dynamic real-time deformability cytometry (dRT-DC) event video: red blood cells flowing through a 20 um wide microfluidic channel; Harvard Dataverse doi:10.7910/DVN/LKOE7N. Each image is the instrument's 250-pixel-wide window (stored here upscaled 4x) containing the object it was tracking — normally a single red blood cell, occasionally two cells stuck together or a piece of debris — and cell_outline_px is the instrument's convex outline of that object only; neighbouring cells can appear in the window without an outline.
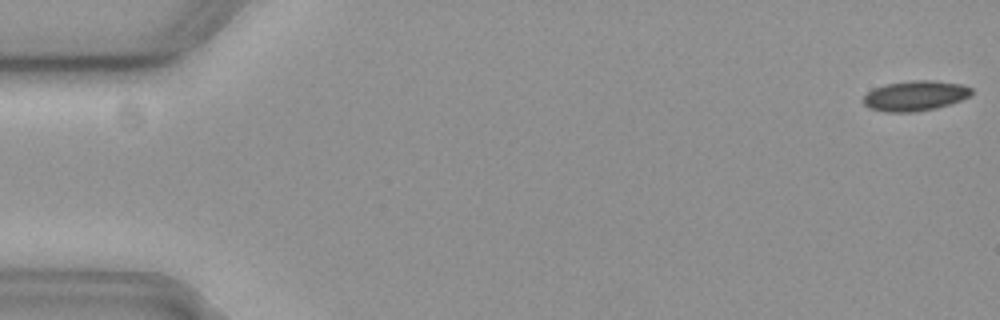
{"species": "common noctule bat (a hibernating species)", "species_latin": "Nyctalus noctula", "temperature_condition": "cold", "stored_images_in_passage": 4, "camera_frame_rate_fps": 3000, "um_per_image_px": 0.085, "animal": {"sex": "female", "body_mass_g": 19.3, "forearm_length_mm": 54.1}, "frame": {"image": 1, "passage_image": 1, "time_ms": 0.0, "image_size_px": [1000, 320], "cell_outline_px": [[972, 96], [936, 108], [912, 112], [888, 112], [872, 108], [864, 104], [860, 100], [872, 88], [884, 84], [912, 80], [932, 80], [964, 84], [972, 88]], "centroid_in_image_um": [77.79, 8.12], "position_along_channel_um": 7.2, "area_um2": 19.13}}